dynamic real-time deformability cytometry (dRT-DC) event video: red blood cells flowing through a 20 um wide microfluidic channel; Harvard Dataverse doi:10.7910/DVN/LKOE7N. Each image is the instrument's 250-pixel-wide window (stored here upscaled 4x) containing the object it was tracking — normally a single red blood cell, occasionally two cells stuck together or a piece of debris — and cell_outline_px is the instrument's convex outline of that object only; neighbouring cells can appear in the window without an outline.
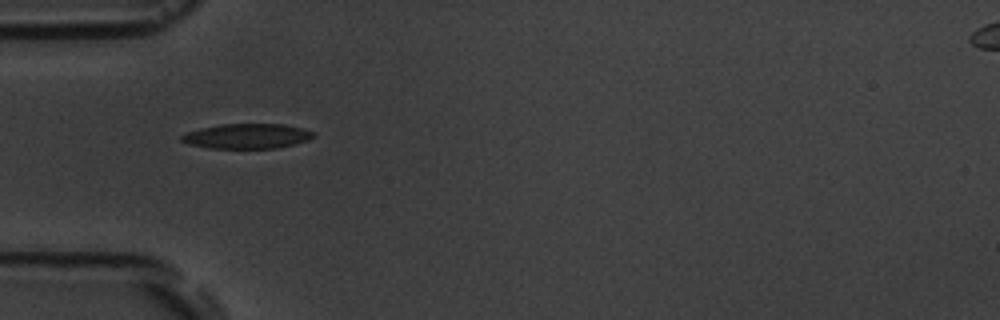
{"species": "common noctule bat (a hibernating species)", "species_latin": "Nyctalus noctula", "temperature_condition": "room temperature", "stored_images_in_passage": 11, "camera_frame_rate_fps": 3000, "um_per_image_px": 0.085, "animal": {"sex": "male", "body_mass_g": 19.5, "forearm_length_mm": 54.6}, "frame": {"image": 1, "passage_image": 1, "time_ms": 0.0, "image_size_px": [1000, 320], "cell_outline_px": [[316, 136], [308, 140], [296, 144], [276, 148], [208, 148], [188, 144], [180, 140], [180, 136], [188, 132], [200, 128], [220, 124], [284, 124], [316, 132]], "centroid_in_image_um": [21.01, 11.57], "position_along_channel_um": 64.0, "area_um2": 19.25}}
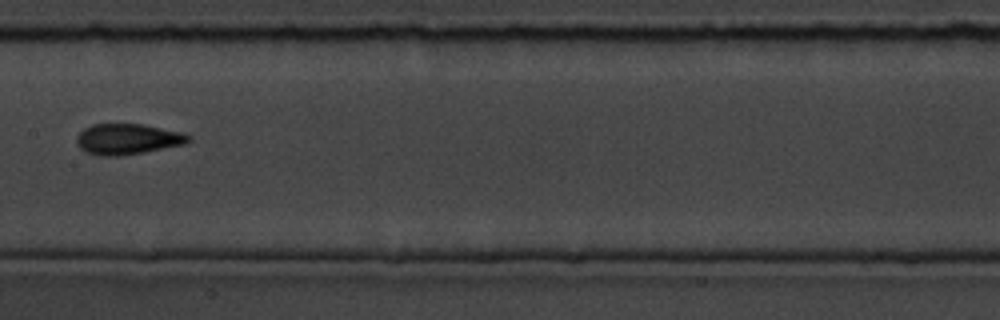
{"frame": {"image": 2, "passage_image": 4, "time_ms": 3.667, "image_size_px": [1000, 320], "cell_outline_px": [[192, 140], [184, 144], [144, 152], [120, 156], [100, 156], [88, 152], [80, 148], [76, 140], [76, 136], [84, 128], [92, 124], [144, 124], [184, 132], [192, 136]], "centroid_in_image_um": [10.88, 11.81], "position_along_channel_um": 196.5, "area_um2": 20.17}}
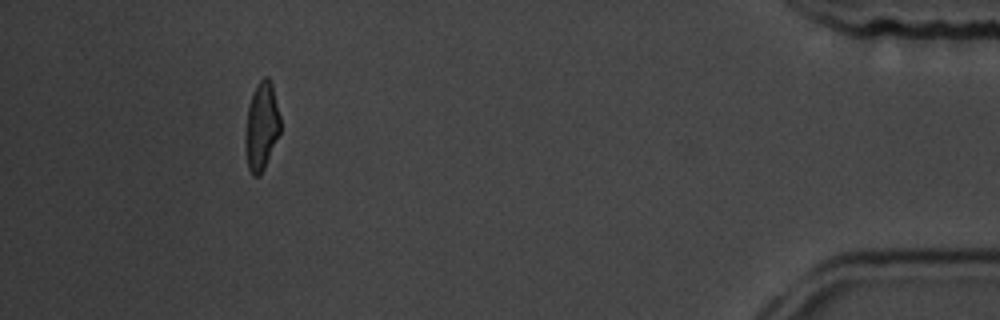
{"frame": {"image": 3, "passage_image": 10, "time_ms": 11.333, "image_size_px": [1000, 320], "cell_outline_px": [[280, 132], [264, 168], [260, 176], [252, 176], [248, 168], [244, 148], [244, 140], [248, 108], [252, 92], [256, 84], [264, 76], [268, 76], [272, 84], [280, 116]], "centroid_in_image_um": [22.21, 10.74], "position_along_channel_um": 413.0, "area_um2": 18.09}, "authors_computed_cell_mechanics": {"area_um2": 19.3052, "velocity_mm_per_s": 3.6354, "shape_relaxation_time_tau1_ms": 4.3215, "shape_relaxation_time_tau2_ms": null, "deformation_change_tau1": 0.1345, "deformation_change_tau2": null}}